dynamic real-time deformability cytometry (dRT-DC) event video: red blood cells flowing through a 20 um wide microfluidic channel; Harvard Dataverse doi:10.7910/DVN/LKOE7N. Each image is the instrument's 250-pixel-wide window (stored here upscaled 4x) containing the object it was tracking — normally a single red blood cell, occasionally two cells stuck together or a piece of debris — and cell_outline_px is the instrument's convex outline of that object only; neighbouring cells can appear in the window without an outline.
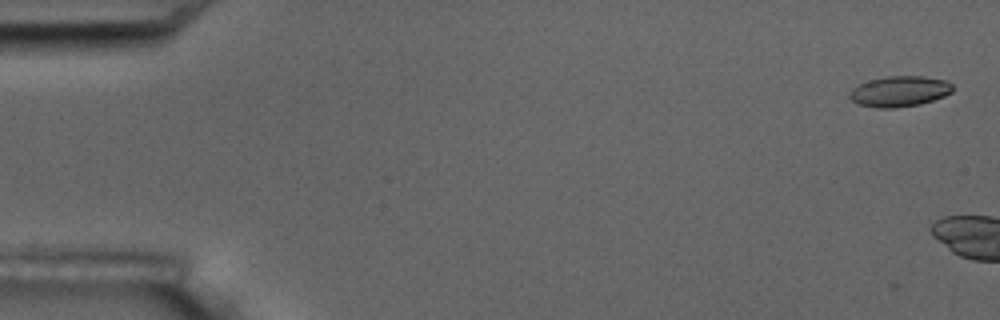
{"species": "common noctule bat (a hibernating species)", "species_latin": "Nyctalus noctula", "temperature_condition": "room temperature", "stored_images_in_passage": 2, "camera_frame_rate_fps": 3000, "um_per_image_px": 0.085, "animal": {"sex": "male", "body_mass_g": 17.5, "forearm_length_mm": 52.3}, "frame": {"image": 1, "passage_image": 1, "time_ms": 0.0, "image_size_px": [1000, 320], "cell_outline_px": [[952, 92], [944, 96], [920, 104], [896, 108], [876, 108], [860, 104], [852, 100], [848, 96], [852, 88], [860, 84], [872, 80], [888, 76], [924, 76], [948, 80], [952, 84]], "centroid_in_image_um": [76.49, 7.76], "position_along_channel_um": 8.5, "area_um2": 18.32}}